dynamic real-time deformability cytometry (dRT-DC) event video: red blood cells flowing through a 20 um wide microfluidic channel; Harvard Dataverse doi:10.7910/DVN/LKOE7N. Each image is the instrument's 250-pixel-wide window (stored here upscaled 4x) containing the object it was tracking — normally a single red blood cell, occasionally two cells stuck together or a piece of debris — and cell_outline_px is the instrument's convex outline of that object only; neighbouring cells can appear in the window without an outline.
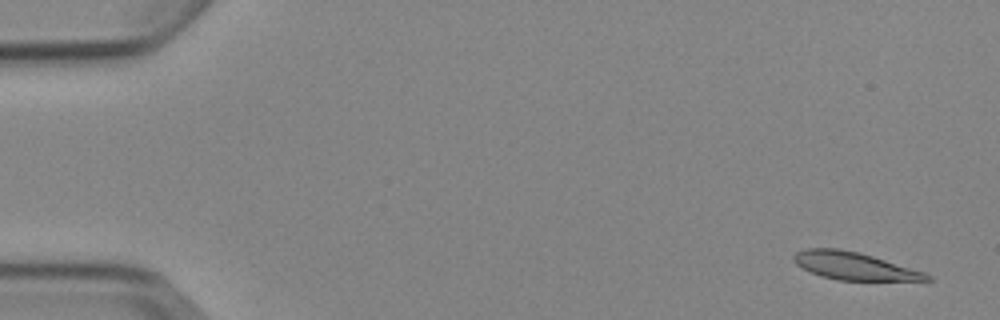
{"species": "Egyptian fruit bat (a non-hibernating species)", "species_latin": "Rousettus aegyptiacus", "temperature_condition": "cold", "stored_images_in_passage": 4, "camera_frame_rate_fps": 3000, "um_per_image_px": 0.085, "animal": {"sex": "female"}, "frame": {"image": 1, "passage_image": 1, "time_ms": 0.0, "image_size_px": [1000, 320], "cell_outline_px": [[932, 280], [836, 280], [820, 276], [796, 264], [792, 260], [792, 256], [796, 252], [804, 248], [840, 248], [860, 252], [924, 272], [932, 276]], "centroid_in_image_um": [72.55, 22.59], "position_along_channel_um": 12.4, "area_um2": 21.33}}
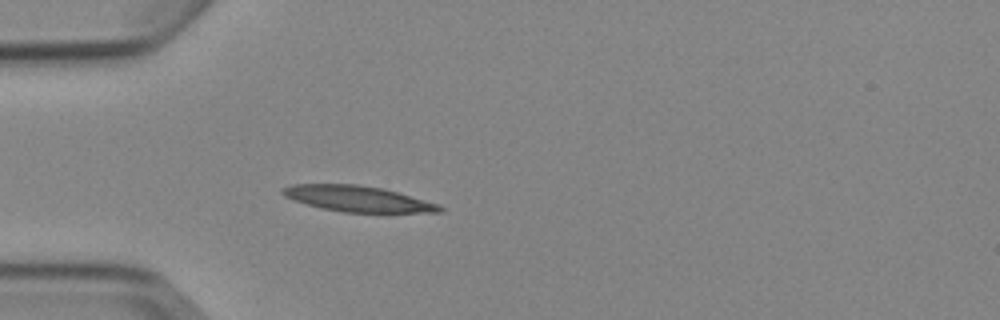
{"frame": {"image": 2, "passage_image": 4, "time_ms": 4.333, "image_size_px": [1000, 320], "cell_outline_px": [[444, 212], [344, 212], [320, 208], [284, 196], [280, 192], [280, 188], [292, 184], [356, 184], [384, 188], [440, 204], [444, 208]], "centroid_in_image_um": [30.42, 16.88], "position_along_channel_um": 54.6, "area_um2": 23.64}}